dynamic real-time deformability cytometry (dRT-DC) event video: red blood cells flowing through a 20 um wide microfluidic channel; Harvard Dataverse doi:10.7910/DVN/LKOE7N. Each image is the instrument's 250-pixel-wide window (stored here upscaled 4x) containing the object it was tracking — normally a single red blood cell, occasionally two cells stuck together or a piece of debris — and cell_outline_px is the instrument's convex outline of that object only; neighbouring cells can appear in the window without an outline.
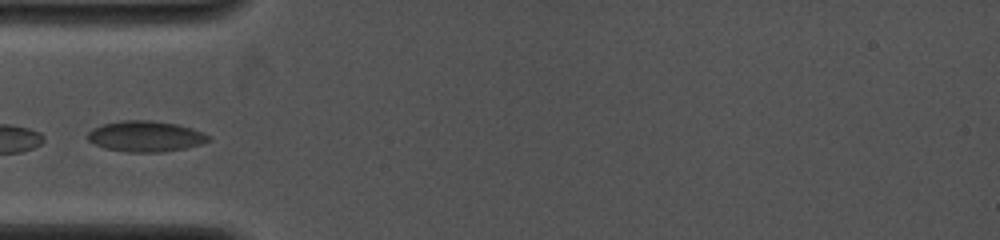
{"species": "common noctule bat (a hibernating species)", "species_latin": "Nyctalus noctula", "temperature_condition": "cold", "stored_images_in_passage": 12, "camera_frame_rate_fps": 4000, "um_per_image_px": 0.085, "animal": {"sex": "female", "body_mass_g": 19.0, "forearm_length_mm": 53.3}, "frame": {"image": 1, "passage_image": 1, "time_ms": 0.0, "image_size_px": [1000, 240], "cell_outline_px": [[212, 140], [200, 144], [184, 148], [164, 152], [128, 152], [104, 148], [88, 140], [88, 132], [92, 128], [104, 124], [120, 120], [152, 120], [176, 124], [192, 128], [208, 136]], "centroid_in_image_um": [12.35, 11.58], "position_along_channel_um": 72.6, "area_um2": 21.56}}